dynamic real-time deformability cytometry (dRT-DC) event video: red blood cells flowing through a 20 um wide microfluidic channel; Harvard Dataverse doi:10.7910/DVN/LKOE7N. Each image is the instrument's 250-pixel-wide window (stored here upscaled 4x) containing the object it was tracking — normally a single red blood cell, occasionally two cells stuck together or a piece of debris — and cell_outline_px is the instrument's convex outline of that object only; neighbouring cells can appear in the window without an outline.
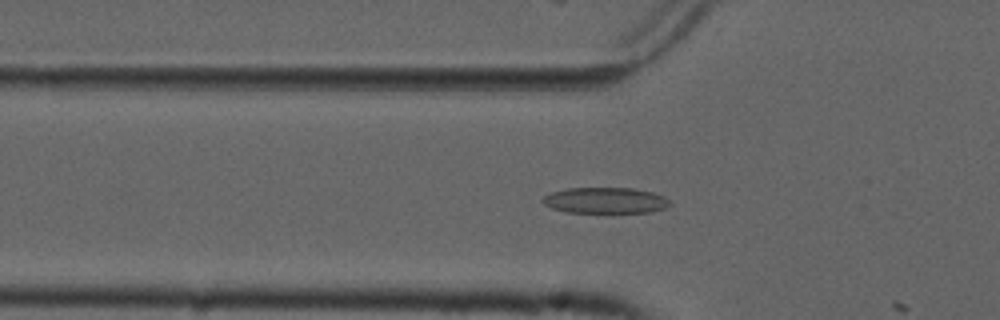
{"species": "common noctule bat (a hibernating species)", "species_latin": "Nyctalus noctula", "temperature_condition": "cold", "stored_images_in_passage": 19, "camera_frame_rate_fps": 3000, "um_per_image_px": 0.085, "animal": {"sex": "male", "forearm_length_mm": 52.5}, "frame": {"image": 1, "passage_image": 18, "time_ms": 5.667, "image_size_px": [1000, 320], "cell_outline_px": [[672, 204], [664, 208], [652, 212], [568, 212], [552, 208], [544, 204], [540, 200], [544, 196], [552, 192], [568, 188], [632, 188], [652, 192], [664, 196]], "centroid_in_image_um": [51.45, 17.03], "position_along_channel_um": 74.3, "area_um2": 19.13}}